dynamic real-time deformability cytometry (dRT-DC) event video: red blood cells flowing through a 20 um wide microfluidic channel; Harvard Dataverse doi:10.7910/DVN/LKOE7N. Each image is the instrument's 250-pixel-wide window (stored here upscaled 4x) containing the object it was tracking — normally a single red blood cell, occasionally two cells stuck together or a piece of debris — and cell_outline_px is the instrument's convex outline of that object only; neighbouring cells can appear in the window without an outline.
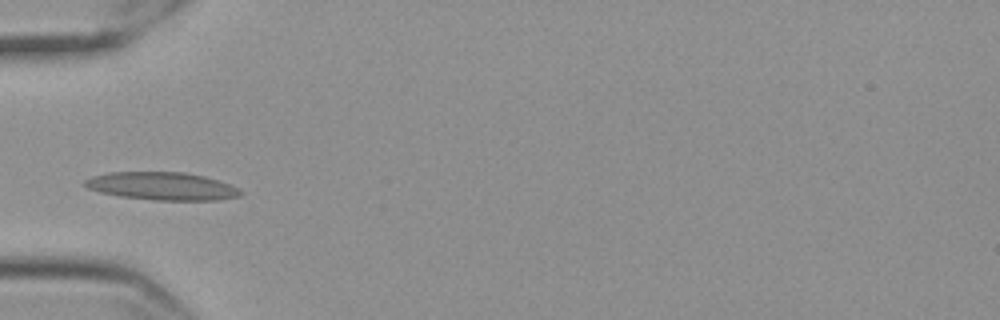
{"species": "Egyptian fruit bat (a non-hibernating species)", "species_latin": "Rousettus aegyptiacus", "temperature_condition": "cold", "stored_images_in_passage": 40, "camera_frame_rate_fps": 3000, "um_per_image_px": 0.085, "frame": {"image": 1, "passage_image": 1, "time_ms": 0.0, "image_size_px": [1000, 320], "cell_outline_px": [[244, 192], [240, 196], [216, 200], [156, 200], [120, 196], [100, 192], [88, 188], [84, 184], [84, 180], [92, 176], [112, 172], [184, 172], [204, 176], [232, 184]], "centroid_in_image_um": [13.81, 15.82], "position_along_channel_um": 71.2, "area_um2": 25.26}}
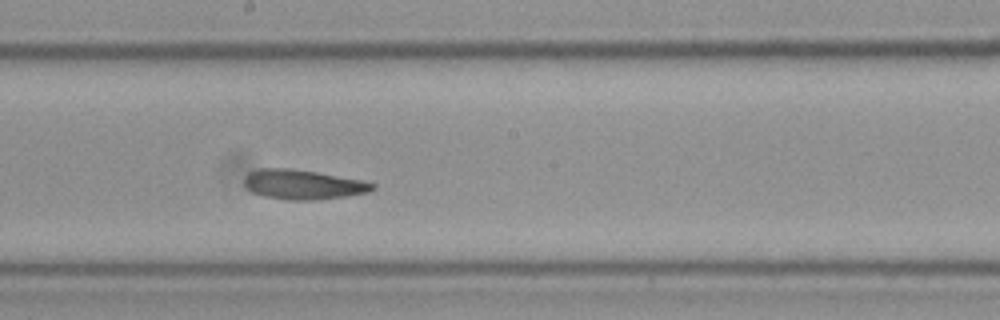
{"frame": {"image": 2, "passage_image": 14, "time_ms": 4.333, "image_size_px": [1000, 320], "cell_outline_px": [[376, 188], [368, 192], [344, 196], [312, 200], [284, 200], [264, 196], [252, 192], [244, 184], [244, 176], [248, 172], [260, 168], [288, 168], [316, 172], [360, 180], [376, 184]], "centroid_in_image_um": [25.71, 15.68], "position_along_channel_um": 222.5, "area_um2": 22.02}}
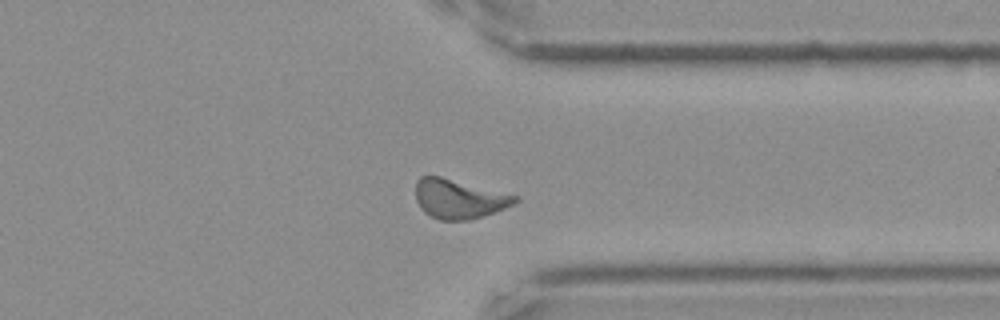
{"frame": {"image": 3, "passage_image": 27, "time_ms": 8.667, "image_size_px": [1000, 320], "cell_outline_px": [[520, 200], [516, 204], [468, 220], [440, 220], [424, 212], [420, 208], [416, 200], [416, 180], [420, 176], [440, 176], [520, 196]], "centroid_in_image_um": [39.02, 16.89], "position_along_channel_um": 372.4, "area_um2": 22.72}, "authors_computed_cell_mechanics": {"area_um2": 22.1374, "velocity_mm_per_s": 3.4899, "shape_relaxation_time_tau1_ms": null, "shape_relaxation_time_tau2_ms": 3.2405, "deformation_change_tau1": null, "deformation_change_tau2": 0.095}}